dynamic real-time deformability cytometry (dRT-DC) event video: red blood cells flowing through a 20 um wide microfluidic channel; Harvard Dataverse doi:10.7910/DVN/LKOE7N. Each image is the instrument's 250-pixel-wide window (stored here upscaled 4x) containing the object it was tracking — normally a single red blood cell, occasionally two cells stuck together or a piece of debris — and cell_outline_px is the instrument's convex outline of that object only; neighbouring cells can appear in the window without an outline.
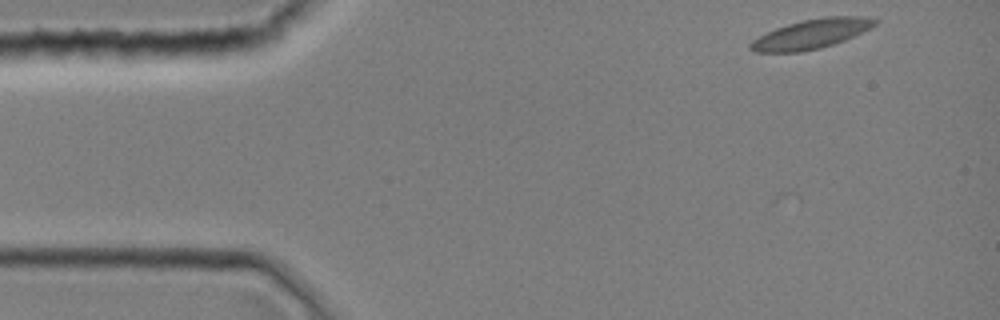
{"species": "common noctule bat (a hibernating species)", "species_latin": "Nyctalus noctula", "temperature_condition": "room temperature", "stored_images_in_passage": 8, "camera_frame_rate_fps": 3000, "um_per_image_px": 0.085, "animal": {"sex": "female", "body_mass_g": 19.0, "forearm_length_mm": 51.5}, "frame": {"image": 1, "passage_image": 1, "time_ms": 0.0, "image_size_px": [1000, 320], "cell_outline_px": [[880, 20], [872, 28], [844, 40], [820, 48], [800, 52], [756, 52], [748, 48], [748, 44], [752, 40], [776, 28], [800, 20], [828, 16], [860, 16]], "centroid_in_image_um": [68.97, 2.88], "position_along_channel_um": 16.0, "area_um2": 21.33}}
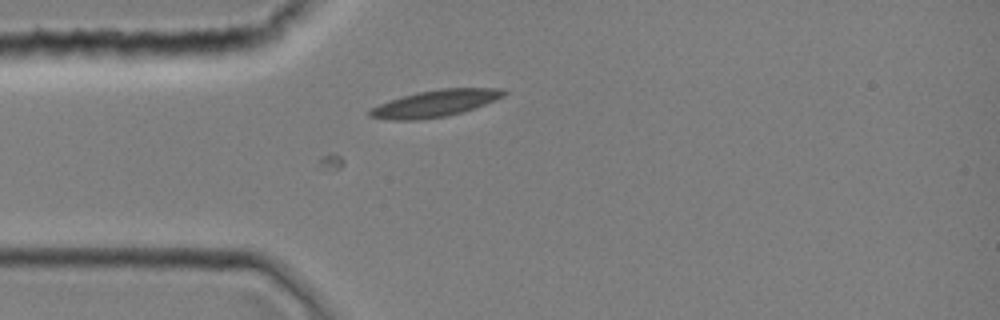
{"frame": {"image": 2, "passage_image": 8, "time_ms": 2.333, "image_size_px": [1000, 320], "cell_outline_px": [[508, 92], [504, 96], [496, 100], [460, 112], [444, 116], [420, 120], [392, 120], [368, 116], [368, 112], [372, 108], [380, 104], [404, 96], [420, 92], [440, 88], [504, 88]], "centroid_in_image_um": [37.03, 8.78], "position_along_channel_um": 48.0, "area_um2": 20.52}}